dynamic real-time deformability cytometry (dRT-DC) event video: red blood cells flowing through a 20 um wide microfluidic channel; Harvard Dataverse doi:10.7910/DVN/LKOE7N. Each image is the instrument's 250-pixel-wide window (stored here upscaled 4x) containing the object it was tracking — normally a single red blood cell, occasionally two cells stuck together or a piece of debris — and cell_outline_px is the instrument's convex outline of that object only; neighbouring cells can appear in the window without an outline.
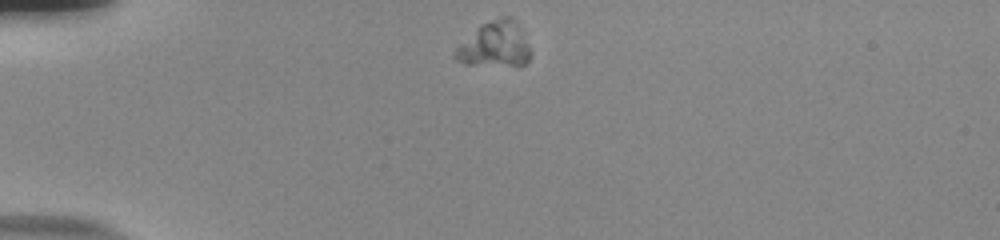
{"species": "human", "species_latin": "Homo sapiens", "temperature_condition": "room temperature", "stored_images_in_passage": 42, "camera_frame_rate_fps": 3000, "um_per_image_px": 0.085, "donor": {"sex": "male"}, "frame": {"image": 1, "passage_image": 1, "time_ms": 0.0, "image_size_px": [1000, 240], "cell_outline_px": [[532, 52], [528, 60], [524, 64], [468, 64], [456, 60], [456, 48], [480, 24], [500, 16], [512, 16], [520, 28]], "centroid_in_image_um": [42.08, 3.74], "position_along_channel_um": 42.9, "area_um2": 19.42}}
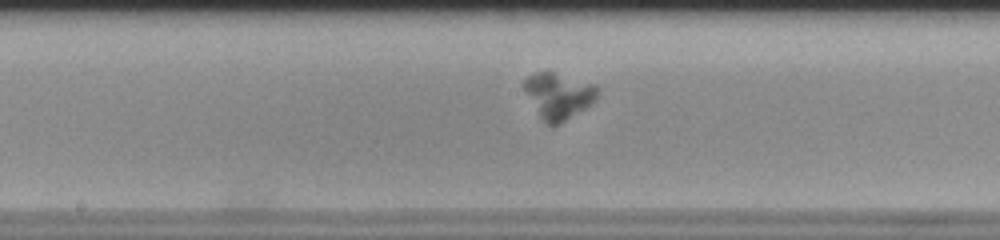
{"frame": {"image": 2, "passage_image": 17, "time_ms": 5.333, "image_size_px": [1000, 240], "cell_outline_px": [[596, 96], [592, 104], [564, 120], [556, 124], [548, 124], [540, 116], [524, 88], [524, 80], [528, 76], [536, 72], [552, 72], [596, 84]], "centroid_in_image_um": [47.48, 8.11], "position_along_channel_um": 200.7, "area_um2": 18.84}}
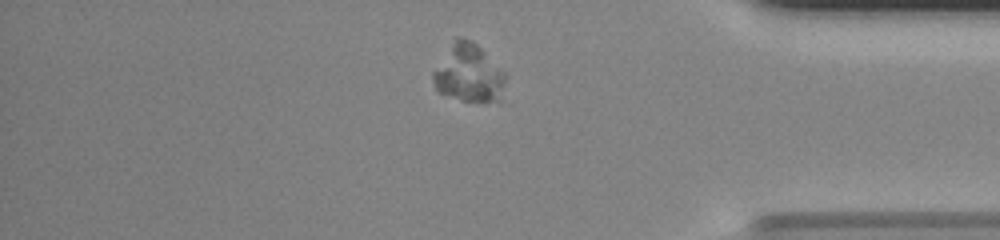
{"frame": {"image": 3, "passage_image": 34, "time_ms": 11.0, "image_size_px": [1000, 240], "cell_outline_px": [[504, 84], [496, 100], [460, 100], [440, 92], [436, 88], [432, 80], [432, 72], [456, 36], [460, 36], [472, 40], [504, 72]], "centroid_in_image_um": [39.77, 6.18], "position_along_channel_um": 395.4, "area_um2": 23.58}}